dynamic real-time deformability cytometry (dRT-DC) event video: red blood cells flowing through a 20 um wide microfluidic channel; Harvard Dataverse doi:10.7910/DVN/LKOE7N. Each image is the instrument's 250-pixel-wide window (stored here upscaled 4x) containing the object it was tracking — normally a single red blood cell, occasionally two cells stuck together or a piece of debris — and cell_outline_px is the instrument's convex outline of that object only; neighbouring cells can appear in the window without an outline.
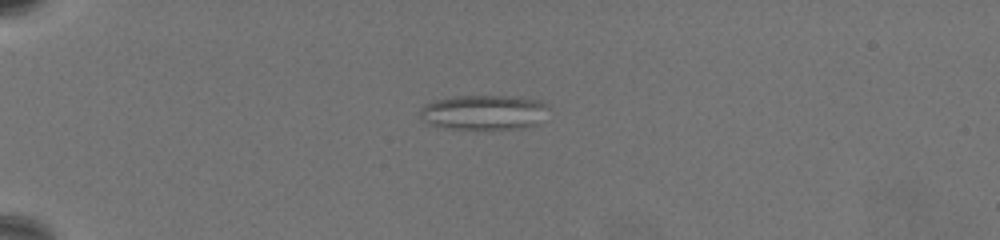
{"species": "common noctule bat (a hibernating species)", "species_latin": "Nyctalus noctula", "temperature_condition": "warm", "stored_images_in_passage": 55, "camera_frame_rate_fps": 3000, "um_per_image_px": 0.085, "animal": {"sex": "female", "body_mass_g": 19.5, "forearm_length_mm": 54.1}, "frame": {"image": 1, "passage_image": 8, "time_ms": 2.333, "image_size_px": [1000, 240], "cell_outline_px": [[548, 108], [536, 124], [512, 128], [444, 128], [432, 124], [424, 120], [420, 116], [420, 108], [424, 104], [436, 100], [460, 96], [504, 96], [540, 100]], "centroid_in_image_um": [41.07, 9.53], "position_along_channel_um": 43.9, "area_um2": 25.26}}
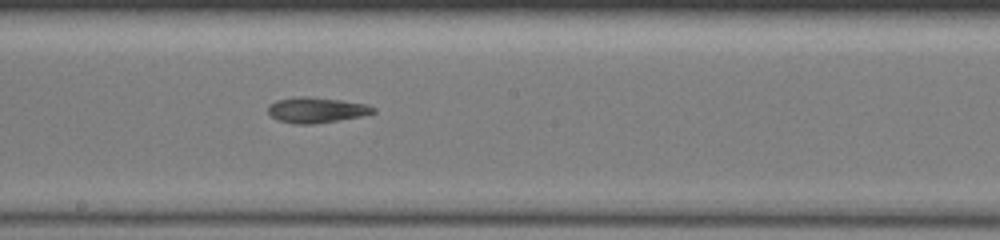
{"frame": {"image": 2, "passage_image": 29, "time_ms": 9.333, "image_size_px": [1000, 240], "cell_outline_px": [[376, 112], [360, 116], [312, 124], [296, 124], [280, 120], [272, 116], [268, 112], [268, 104], [276, 100], [300, 96], [304, 96], [340, 100], [368, 104], [376, 108]], "centroid_in_image_um": [26.89, 9.34], "position_along_channel_um": 221.3, "area_um2": 15.43}}
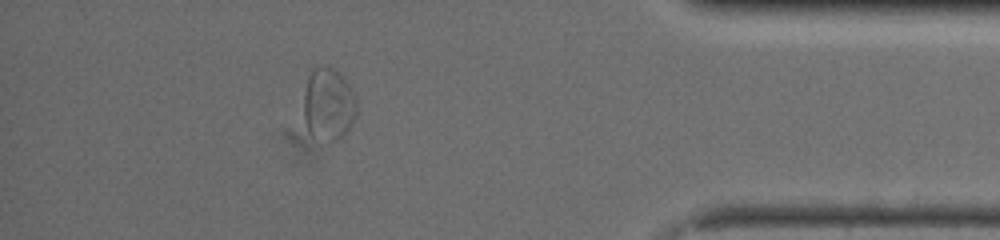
{"frame": {"image": 3, "passage_image": 49, "time_ms": 16.0, "image_size_px": [1000, 240], "cell_outline_px": [[356, 112], [348, 128], [340, 140], [332, 144], [328, 144], [312, 136], [308, 132], [304, 120], [304, 92], [308, 76], [312, 68], [328, 64], [336, 68], [344, 76], [356, 100]], "centroid_in_image_um": [27.89, 8.86], "position_along_channel_um": 407.3, "area_um2": 23.0}, "authors_computed_cell_mechanics": {"area_um2": 18.9006, "velocity_mm_per_s": 3.2611, "shape_relaxation_time_tau1_ms": null, "shape_relaxation_time_tau2_ms": 5.3084, "deformation_change_tau1": null, "deformation_change_tau2": 0.141}}